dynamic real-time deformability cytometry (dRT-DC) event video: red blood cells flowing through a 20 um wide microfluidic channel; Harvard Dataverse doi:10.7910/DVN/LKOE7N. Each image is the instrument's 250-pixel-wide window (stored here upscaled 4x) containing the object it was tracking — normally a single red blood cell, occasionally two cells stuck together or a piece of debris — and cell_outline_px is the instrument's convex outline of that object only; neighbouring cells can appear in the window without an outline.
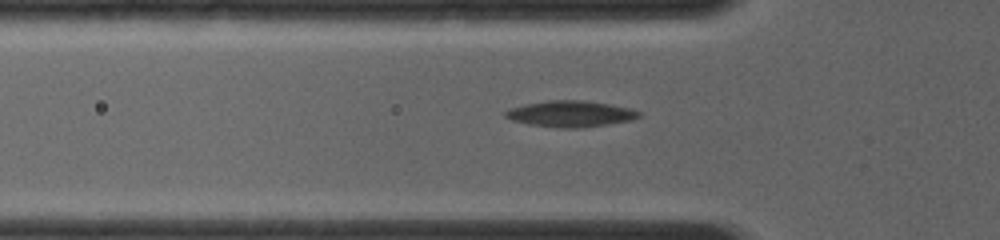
{"species": "common noctule bat (a hibernating species)", "species_latin": "Nyctalus noctula", "temperature_condition": "room temperature", "stored_images_in_passage": 32, "camera_frame_rate_fps": 4000, "um_per_image_px": 0.085, "animal": {"sex": "female", "body_mass_g": 19.0, "forearm_length_mm": 56.7}, "frame": {"image": 1, "passage_image": 5, "time_ms": 1.75, "image_size_px": [1000, 240], "cell_outline_px": [[640, 116], [632, 120], [576, 128], [560, 128], [528, 124], [512, 120], [504, 116], [504, 112], [508, 108], [524, 104], [548, 100], [584, 100], [632, 108], [640, 112]], "centroid_in_image_um": [48.45, 9.66], "position_along_channel_um": 77.3, "area_um2": 20.29}}
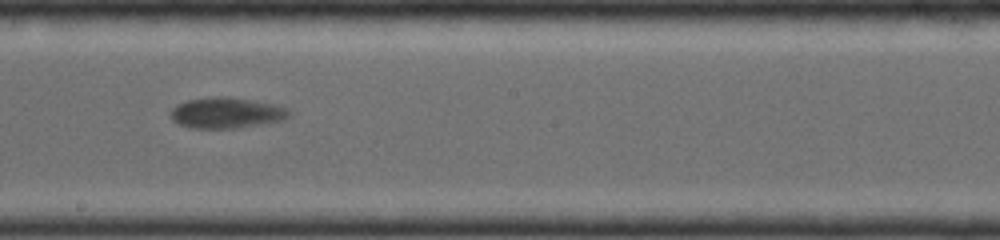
{"frame": {"image": 2, "passage_image": 16, "time_ms": 5.25, "image_size_px": [1000, 240], "cell_outline_px": [[292, 112], [284, 120], [236, 128], [192, 128], [180, 124], [172, 120], [172, 108], [176, 104], [188, 100], [216, 96], [228, 96], [252, 100], [272, 104], [288, 108]], "centroid_in_image_um": [19.26, 9.58], "position_along_channel_um": 228.9, "area_um2": 21.15}}
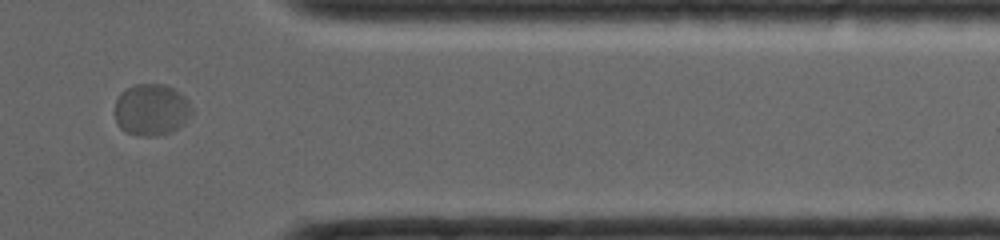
{"frame": {"image": 3, "passage_image": 27, "time_ms": 9.25, "image_size_px": [1000, 240], "cell_outline_px": [[192, 112], [184, 124], [172, 132], [156, 136], [144, 136], [124, 132], [120, 128], [116, 120], [116, 100], [120, 92], [124, 88], [132, 84], [164, 84], [172, 88], [184, 96], [188, 100], [192, 108]], "centroid_in_image_um": [12.86, 9.32], "position_along_channel_um": 398.5, "area_um2": 23.35}}